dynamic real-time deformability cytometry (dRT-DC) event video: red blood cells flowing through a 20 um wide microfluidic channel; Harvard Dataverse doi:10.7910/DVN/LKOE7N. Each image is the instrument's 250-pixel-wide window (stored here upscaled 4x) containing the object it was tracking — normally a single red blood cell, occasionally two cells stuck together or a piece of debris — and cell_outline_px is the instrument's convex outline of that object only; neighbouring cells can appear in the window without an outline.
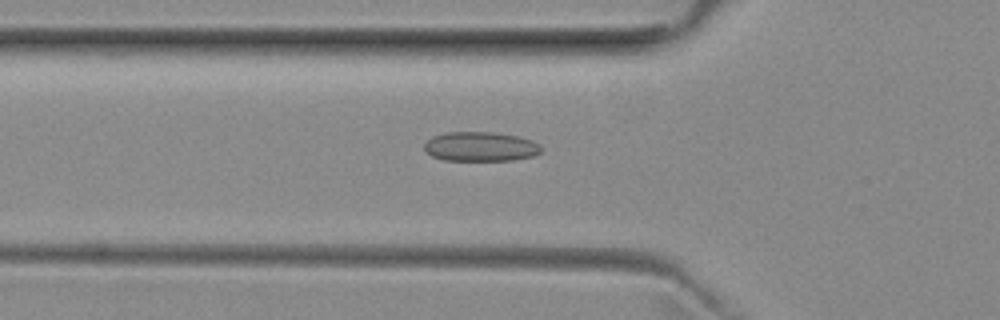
{"species": "common noctule bat (a hibernating species)", "species_latin": "Nyctalus noctula", "temperature_condition": "room temperature", "stored_images_in_passage": 52, "camera_frame_rate_fps": 3000, "um_per_image_px": 0.085, "animal": {"sex": "female", "body_mass_g": 29.2, "forearm_length_mm": 56.3}, "frame": {"image": 1, "passage_image": 18, "time_ms": 5.667, "image_size_px": [1000, 320], "cell_outline_px": [[540, 152], [536, 156], [512, 160], [444, 160], [432, 156], [424, 152], [424, 144], [432, 136], [448, 132], [492, 132], [520, 136], [532, 140], [540, 144]], "centroid_in_image_um": [40.85, 12.46], "position_along_channel_um": 85.0, "area_um2": 20.23}}
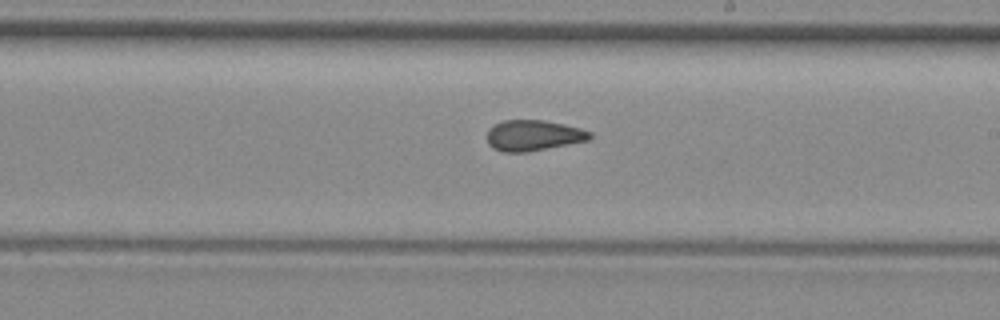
{"frame": {"image": 2, "passage_image": 30, "time_ms": 9.667, "image_size_px": [1000, 320], "cell_outline_px": [[592, 136], [588, 140], [528, 152], [504, 152], [492, 148], [488, 144], [488, 128], [492, 124], [504, 120], [544, 120], [564, 124], [580, 128], [592, 132]], "centroid_in_image_um": [45.31, 11.5], "position_along_channel_um": 243.7, "area_um2": 18.5}}
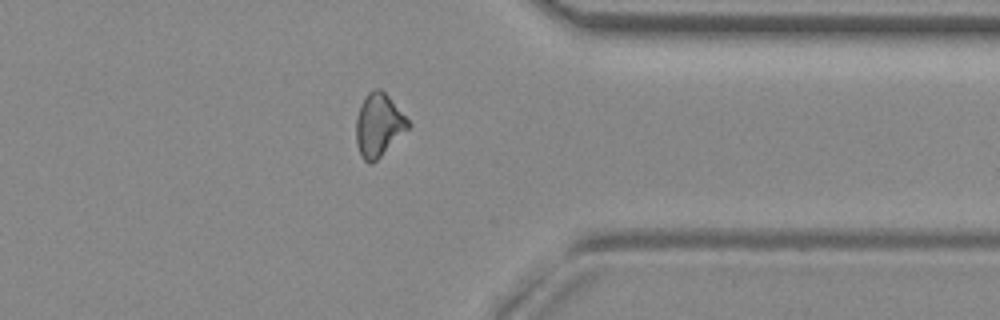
{"frame": {"image": 3, "passage_image": 41, "time_ms": 13.333, "image_size_px": [1000, 320], "cell_outline_px": [[412, 124], [372, 164], [368, 164], [360, 156], [356, 144], [356, 116], [360, 104], [364, 96], [368, 92], [376, 88], [380, 88], [388, 96]], "centroid_in_image_um": [32.14, 10.62], "position_along_channel_um": 379.3, "area_um2": 19.02}, "authors_computed_cell_mechanics": {"area_um2": 19.0162, "velocity_mm_per_s": 3.9617, "shape_relaxation_time_tau1_ms": null, "shape_relaxation_time_tau2_ms": 2.3883, "deformation_change_tau1": null, "deformation_change_tau2": 0.0978}}